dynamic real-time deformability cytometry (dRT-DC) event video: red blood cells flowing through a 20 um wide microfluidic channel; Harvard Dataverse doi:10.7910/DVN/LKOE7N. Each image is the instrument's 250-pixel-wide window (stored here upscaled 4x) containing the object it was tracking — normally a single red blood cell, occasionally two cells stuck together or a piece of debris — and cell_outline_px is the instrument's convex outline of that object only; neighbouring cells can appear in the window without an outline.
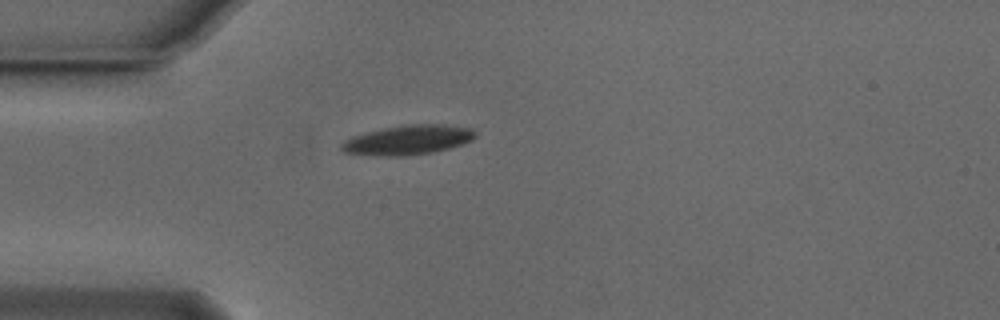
{"species": "Egyptian fruit bat (a non-hibernating species)", "species_latin": "Rousettus aegyptiacus", "temperature_condition": "cold", "stored_images_in_passage": 33, "camera_frame_rate_fps": 3000, "um_per_image_px": 0.085, "animal": {"sex": "male"}, "frame": {"image": 1, "passage_image": 1, "time_ms": 0.0, "image_size_px": [1000, 320], "cell_outline_px": [[476, 136], [472, 140], [448, 148], [432, 152], [404, 156], [384, 156], [344, 152], [340, 148], [340, 144], [344, 140], [352, 136], [384, 128], [404, 124], [444, 124], [472, 128], [476, 132]], "centroid_in_image_um": [34.68, 11.88], "position_along_channel_um": 50.3, "area_um2": 22.95}}
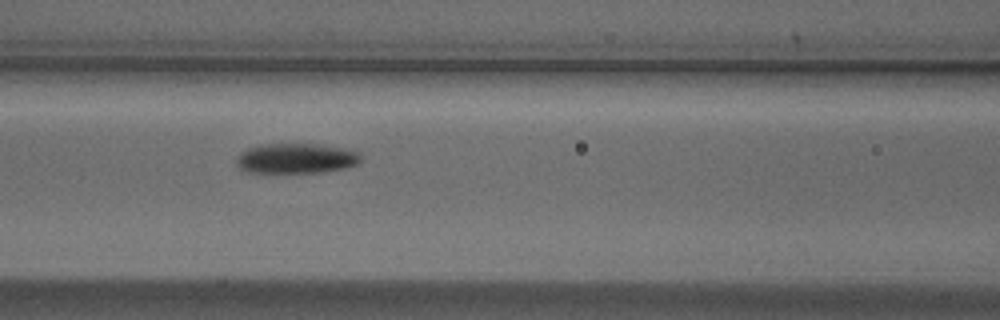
{"frame": {"image": 2, "passage_image": 9, "time_ms": 2.667, "image_size_px": [1000, 320], "cell_outline_px": [[360, 160], [356, 164], [344, 168], [320, 172], [248, 172], [240, 168], [236, 164], [236, 160], [240, 152], [248, 148], [264, 144], [316, 144], [360, 148]], "centroid_in_image_um": [25.25, 13.44], "position_along_channel_um": 141.4, "area_um2": 22.08}}
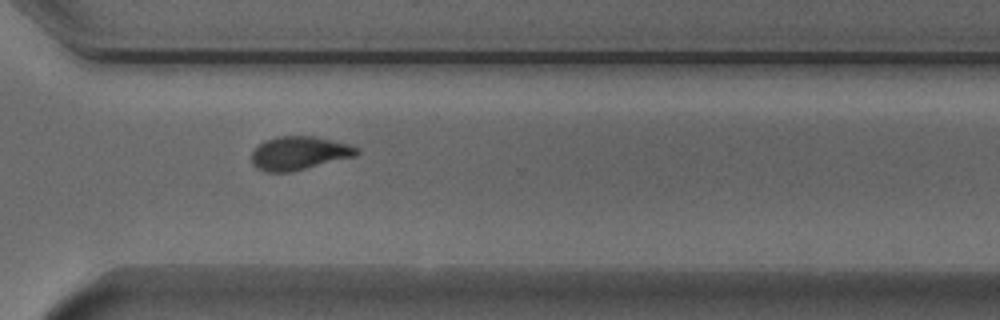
{"frame": {"image": 3, "passage_image": 25, "time_ms": 8.0, "image_size_px": [1000, 320], "cell_outline_px": [[360, 152], [356, 156], [292, 172], [268, 172], [256, 168], [252, 164], [252, 152], [264, 140], [276, 136], [312, 136], [332, 140], [348, 144], [360, 148]], "centroid_in_image_um": [25.44, 13.02], "position_along_channel_um": 345.2, "area_um2": 20.63}, "authors_computed_cell_mechanics": {"area_um2": 21.675, "velocity_mm_per_s": 3.8271, "shape_relaxation_time_tau1_ms": 4.5588, "shape_relaxation_time_tau2_ms": 7.8064, "deformation_change_tau1": 0.1624, "deformation_change_tau2": 0.1557}}